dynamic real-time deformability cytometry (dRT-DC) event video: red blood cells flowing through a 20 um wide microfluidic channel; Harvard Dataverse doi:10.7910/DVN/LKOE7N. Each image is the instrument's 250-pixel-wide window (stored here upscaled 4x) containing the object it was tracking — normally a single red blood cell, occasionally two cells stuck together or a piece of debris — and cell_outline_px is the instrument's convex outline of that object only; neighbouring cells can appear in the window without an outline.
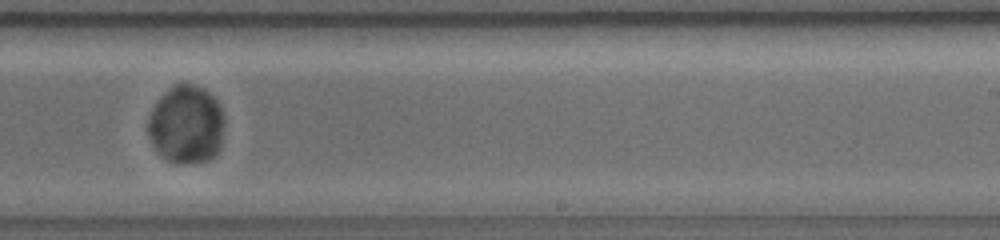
{"species": "common noctule bat (a hibernating species)", "species_latin": "Nyctalus noctula", "temperature_condition": "warm", "stored_images_in_passage": 25, "camera_frame_rate_fps": 5000, "um_per_image_px": 0.085, "animal": {"sex": "female", "body_mass_g": 19.0, "forearm_length_mm": 56.7}, "frame": {"image": 1, "passage_image": 12, "time_ms": 5.4, "image_size_px": [1000, 240], "cell_outline_px": [[224, 120], [220, 148], [216, 156], [208, 160], [168, 160], [152, 144], [148, 136], [148, 120], [152, 108], [160, 96], [176, 84], [192, 84], [204, 88], [216, 100], [220, 108]], "centroid_in_image_um": [15.84, 10.54], "position_along_channel_um": 273.2, "area_um2": 34.04}}